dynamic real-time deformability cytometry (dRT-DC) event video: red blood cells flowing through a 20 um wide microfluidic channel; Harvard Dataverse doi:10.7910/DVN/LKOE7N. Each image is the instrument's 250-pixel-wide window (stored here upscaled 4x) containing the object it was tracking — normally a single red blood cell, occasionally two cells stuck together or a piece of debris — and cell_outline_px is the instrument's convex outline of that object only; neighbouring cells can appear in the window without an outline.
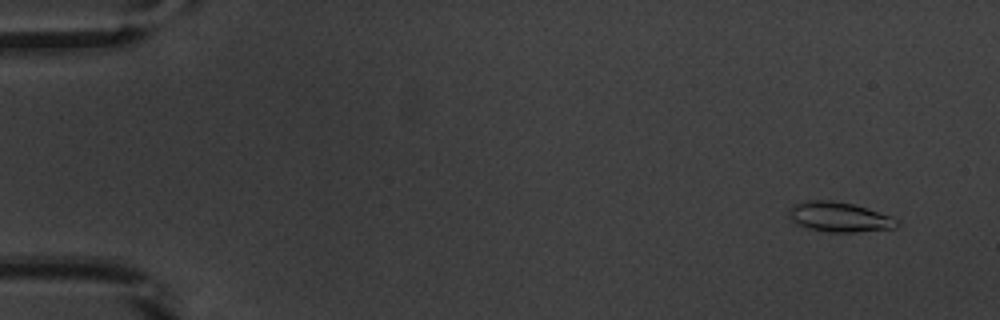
{"species": "common noctule bat (a hibernating species)", "species_latin": "Nyctalus noctula", "temperature_condition": "warm", "stored_images_in_passage": 53, "camera_frame_rate_fps": 3000, "um_per_image_px": 0.085, "animal": {"sex": "male", "body_mass_g": 20.1, "forearm_length_mm": 53.5}, "frame": {"image": 1, "passage_image": 4, "time_ms": 1.0, "image_size_px": [1000, 320], "cell_outline_px": [[900, 224], [896, 228], [856, 232], [832, 232], [812, 228], [796, 224], [792, 220], [788, 212], [788, 208], [796, 204], [808, 200], [832, 200], [852, 204], [892, 216], [900, 220]], "centroid_in_image_um": [71.39, 18.44], "position_along_channel_um": 13.6, "area_um2": 18.67}}
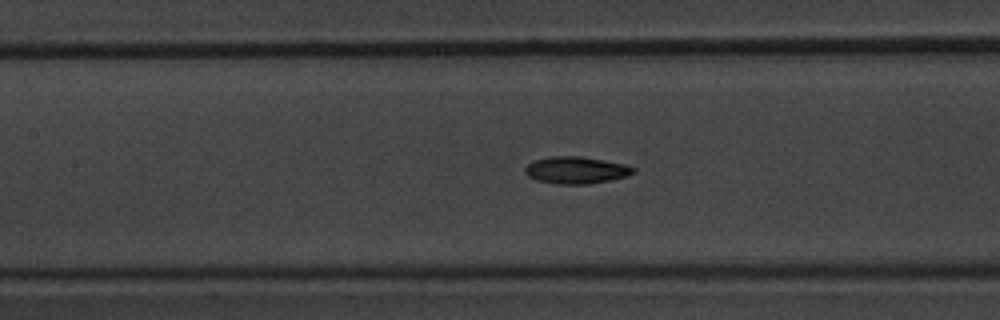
{"frame": {"image": 2, "passage_image": 25, "time_ms": 8.0, "image_size_px": [1000, 320], "cell_outline_px": [[636, 172], [628, 176], [612, 180], [588, 184], [556, 184], [536, 180], [528, 176], [524, 172], [524, 168], [532, 160], [552, 156], [584, 156], [624, 164], [636, 168]], "centroid_in_image_um": [48.97, 14.46], "position_along_channel_um": 158.4, "area_um2": 17.34}}
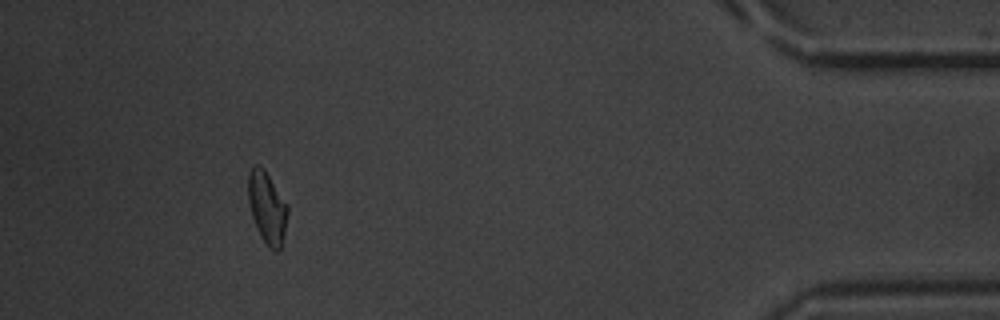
{"frame": {"image": 3, "passage_image": 49, "time_ms": 16.0, "image_size_px": [1000, 320], "cell_outline_px": [[288, 212], [284, 232], [280, 248], [276, 252], [272, 252], [268, 248], [252, 216], [248, 200], [248, 176], [252, 164], [260, 164], [264, 168], [288, 204]], "centroid_in_image_um": [22.71, 17.59], "position_along_channel_um": 412.5, "area_um2": 16.47}, "authors_computed_cell_mechanics": {"area_um2": 16.762, "velocity_mm_per_s": 3.8727, "shape_relaxation_time_tau1_ms": 3.3065, "shape_relaxation_time_tau2_ms": 5.9397, "deformation_change_tau1": 0.1145, "deformation_change_tau2": 0.1043}}